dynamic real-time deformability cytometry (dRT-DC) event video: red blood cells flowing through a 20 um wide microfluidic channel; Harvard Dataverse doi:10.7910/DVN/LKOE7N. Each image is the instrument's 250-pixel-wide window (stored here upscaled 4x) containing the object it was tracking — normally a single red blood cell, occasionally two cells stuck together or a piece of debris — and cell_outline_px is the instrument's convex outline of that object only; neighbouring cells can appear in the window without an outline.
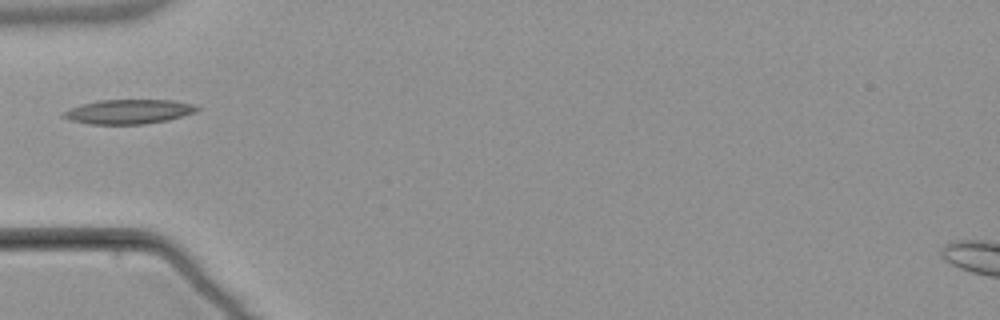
{"species": "common noctule bat (a hibernating species)", "species_latin": "Nyctalus noctula", "temperature_condition": "warm", "stored_images_in_passage": 5, "camera_frame_rate_fps": 3000, "um_per_image_px": 0.085, "animal": {"sex": "male", "body_mass_g": 21.5, "forearm_length_mm": 52.0}, "frame": {"image": 1, "passage_image": 4, "time_ms": 4.667, "image_size_px": [1000, 320], "cell_outline_px": [[200, 108], [196, 112], [168, 120], [144, 124], [88, 124], [68, 120], [64, 116], [64, 112], [72, 108], [84, 104], [100, 100], [172, 100], [192, 104]], "centroid_in_image_um": [10.97, 9.5], "position_along_channel_um": 74.0, "area_um2": 18.79}}
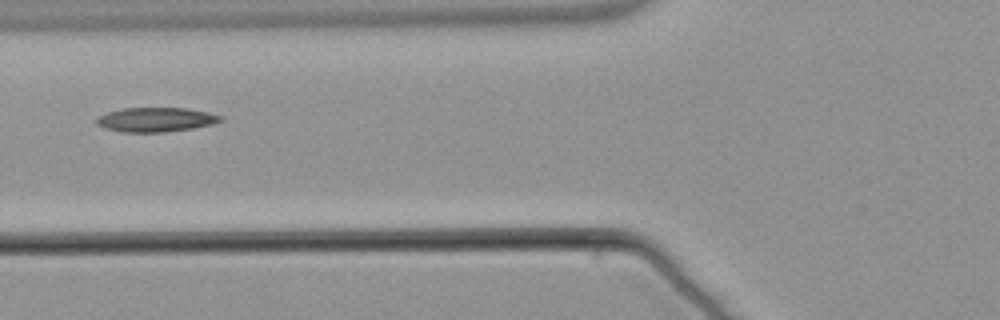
{"frame": {"image": 2, "passage_image": 5, "time_ms": 5.667, "image_size_px": [1000, 320], "cell_outline_px": [[224, 120], [212, 124], [192, 128], [164, 132], [124, 132], [104, 128], [96, 124], [96, 120], [100, 116], [108, 112], [120, 108], [188, 108], [208, 112], [220, 116]], "centroid_in_image_um": [13.24, 10.16], "position_along_channel_um": 112.6, "area_um2": 17.51}}